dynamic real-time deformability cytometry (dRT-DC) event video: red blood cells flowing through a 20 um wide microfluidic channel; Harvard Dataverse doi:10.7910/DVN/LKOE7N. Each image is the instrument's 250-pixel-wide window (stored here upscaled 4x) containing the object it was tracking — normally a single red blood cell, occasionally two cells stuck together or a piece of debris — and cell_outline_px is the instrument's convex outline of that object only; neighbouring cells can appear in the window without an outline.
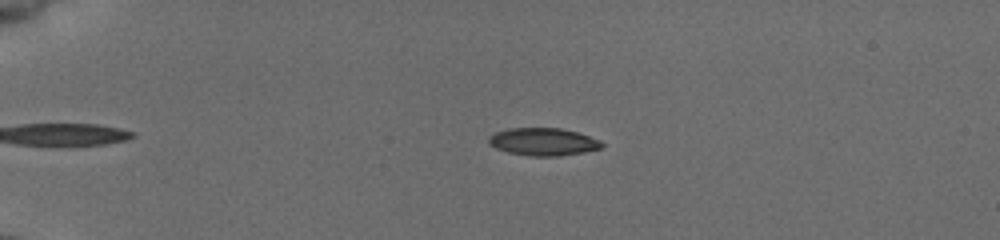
{"species": "common noctule bat (a hibernating species)", "species_latin": "Nyctalus noctula", "temperature_condition": "cold", "stored_images_in_passage": 55, "camera_frame_rate_fps": 3000, "um_per_image_px": 0.085, "animal": {"sex": "female", "body_mass_g": 19.5, "forearm_length_mm": 54.1}, "frame": {"image": 1, "passage_image": 14, "time_ms": 4.333, "image_size_px": [1000, 240], "cell_outline_px": [[604, 148], [584, 152], [560, 156], [528, 156], [508, 152], [496, 148], [488, 144], [488, 136], [496, 132], [508, 128], [560, 128], [576, 132], [600, 140], [604, 144]], "centroid_in_image_um": [46.17, 12.06], "position_along_channel_um": 38.8, "area_um2": 18.32}}
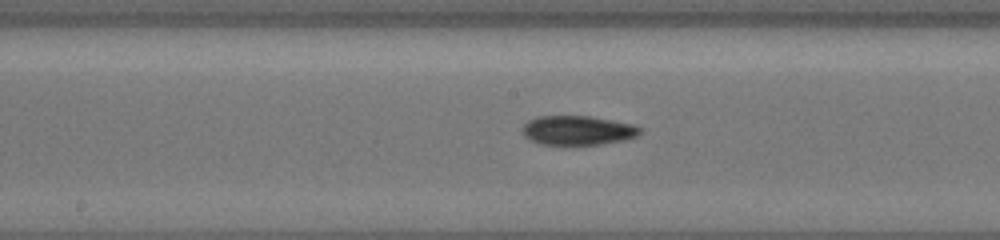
{"frame": {"image": 2, "passage_image": 31, "time_ms": 10.0, "image_size_px": [1000, 240], "cell_outline_px": [[644, 128], [636, 136], [628, 140], [600, 144], [560, 148], [540, 144], [524, 136], [520, 128], [528, 120], [536, 116], [588, 116], [612, 120], [632, 124]], "centroid_in_image_um": [49.07, 11.13], "position_along_channel_um": 199.1, "area_um2": 21.04}}
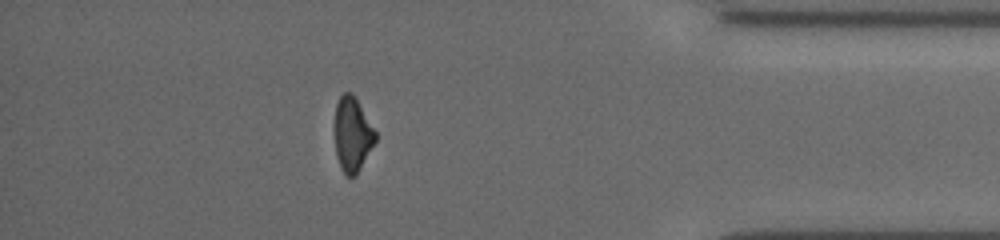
{"frame": {"image": 3, "passage_image": 49, "time_ms": 16.0, "image_size_px": [1000, 240], "cell_outline_px": [[376, 140], [356, 176], [348, 176], [340, 168], [336, 156], [332, 128], [336, 104], [340, 96], [344, 92], [352, 92], [356, 96], [376, 132]], "centroid_in_image_um": [29.91, 11.39], "position_along_channel_um": 405.3, "area_um2": 18.26}, "authors_computed_cell_mechanics": {"area_um2": 18.9006, "velocity_mm_per_s": 3.9193, "shape_relaxation_time_tau1_ms": null, "shape_relaxation_time_tau2_ms": 9.5945, "deformation_change_tau1": null, "deformation_change_tau2": 0.1718}}